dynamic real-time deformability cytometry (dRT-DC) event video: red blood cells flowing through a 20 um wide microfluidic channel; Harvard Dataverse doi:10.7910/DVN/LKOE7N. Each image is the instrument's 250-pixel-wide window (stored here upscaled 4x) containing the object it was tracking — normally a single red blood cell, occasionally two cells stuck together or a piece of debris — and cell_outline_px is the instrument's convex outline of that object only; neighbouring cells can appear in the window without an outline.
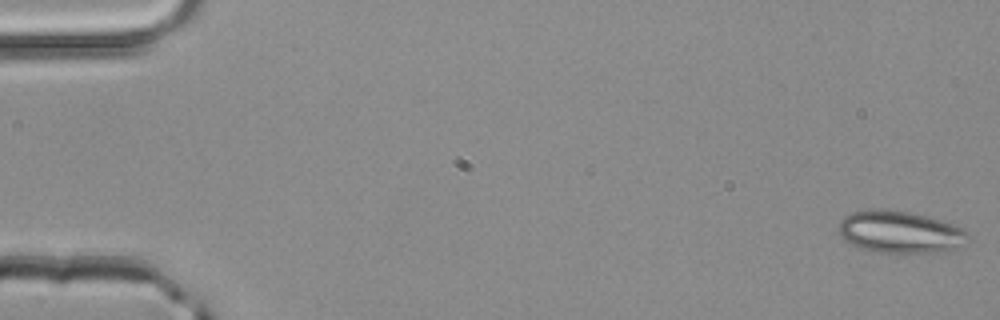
{"species": "common noctule bat (a hibernating species)", "species_latin": "Nyctalus noctula", "temperature_condition": "room temperature", "stored_images_in_passage": 4, "camera_frame_rate_fps": 3000, "um_per_image_px": 0.085, "animal": {"sex": "male", "body_mass_g": 20.4}, "frame": {"image": 1, "passage_image": 1, "time_ms": 0.0, "image_size_px": [1000, 320], "cell_outline_px": [[968, 236], [956, 248], [936, 252], [880, 252], [864, 248], [852, 244], [844, 240], [840, 236], [840, 220], [844, 216], [852, 212], [876, 208], [884, 208], [908, 212], [940, 220], [952, 224], [968, 232]], "centroid_in_image_um": [76.45, 19.7], "position_along_channel_um": 8.6, "area_um2": 31.1}}